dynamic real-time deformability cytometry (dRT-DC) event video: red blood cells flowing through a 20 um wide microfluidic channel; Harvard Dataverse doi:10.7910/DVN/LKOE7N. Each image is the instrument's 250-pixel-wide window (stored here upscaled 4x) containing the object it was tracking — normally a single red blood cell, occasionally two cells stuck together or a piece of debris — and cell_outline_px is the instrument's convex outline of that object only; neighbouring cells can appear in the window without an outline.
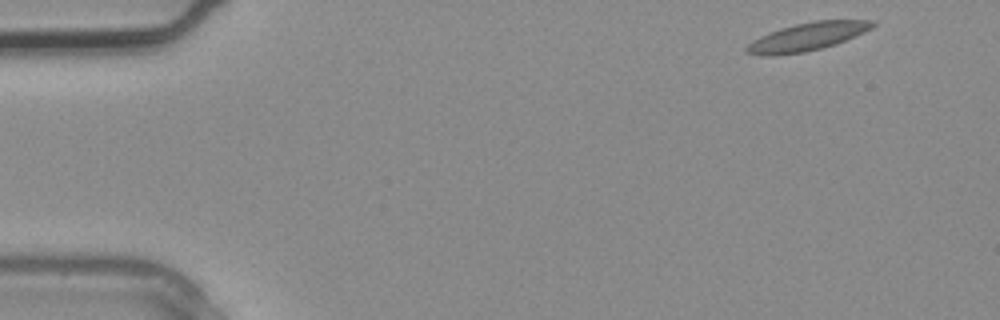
{"species": "common noctule bat (a hibernating species)", "species_latin": "Nyctalus noctula", "temperature_condition": "warm", "stored_images_in_passage": 3, "camera_frame_rate_fps": 3000, "um_per_image_px": 0.085, "animal": {"sex": "male", "body_mass_g": 20.4}, "frame": {"image": 1, "passage_image": 1, "time_ms": 0.0, "image_size_px": [1000, 320], "cell_outline_px": [[876, 24], [872, 28], [864, 32], [844, 40], [820, 48], [804, 52], [768, 56], [764, 56], [744, 52], [744, 48], [752, 40], [768, 32], [780, 28], [796, 24], [816, 20], [876, 20]], "centroid_in_image_um": [68.57, 3.11], "position_along_channel_um": 16.4, "area_um2": 20.4}}
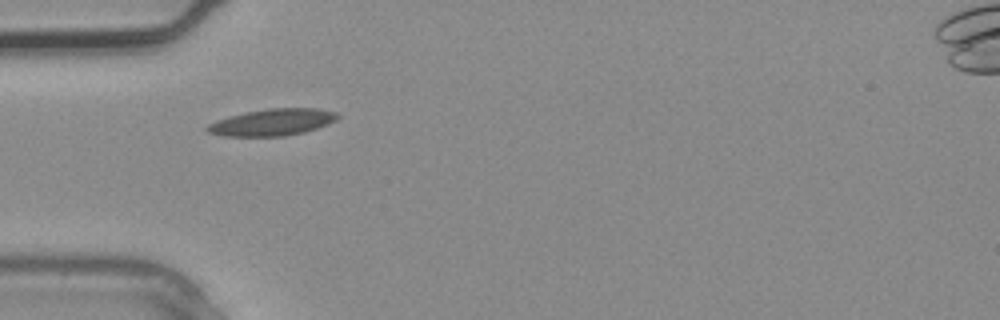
{"frame": {"image": 2, "passage_image": 3, "time_ms": 0.667, "image_size_px": [1000, 320], "cell_outline_px": [[340, 116], [336, 120], [328, 124], [304, 132], [284, 136], [224, 136], [208, 132], [204, 128], [208, 124], [216, 120], [248, 112], [272, 108], [320, 108], [336, 112]], "centroid_in_image_um": [23.18, 10.39], "position_along_channel_um": 61.8, "area_um2": 20.17}}